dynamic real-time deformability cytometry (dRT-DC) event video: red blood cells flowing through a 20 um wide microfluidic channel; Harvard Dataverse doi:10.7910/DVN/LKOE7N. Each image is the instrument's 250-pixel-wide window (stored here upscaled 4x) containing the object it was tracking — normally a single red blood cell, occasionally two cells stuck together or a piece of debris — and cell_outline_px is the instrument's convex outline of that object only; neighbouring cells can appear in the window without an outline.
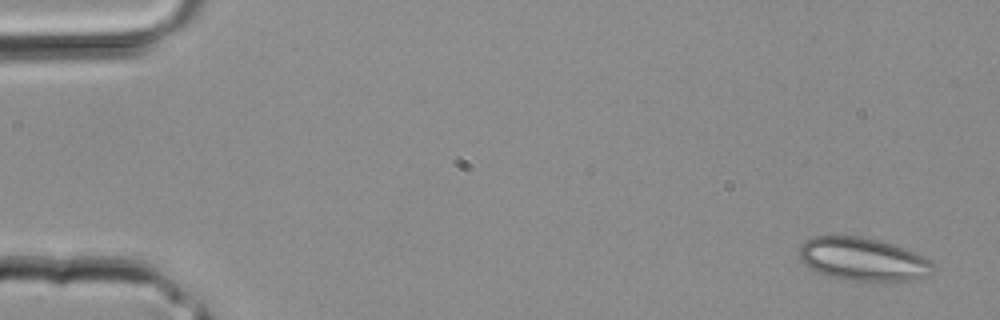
{"species": "common noctule bat (a hibernating species)", "species_latin": "Nyctalus noctula", "temperature_condition": "room temperature", "stored_images_in_passage": 3, "camera_frame_rate_fps": 3000, "um_per_image_px": 0.085, "animal": {"sex": "male", "body_mass_g": 20.4}, "frame": {"image": 1, "passage_image": 1, "time_ms": 0.0, "image_size_px": [1000, 320], "cell_outline_px": [[932, 272], [928, 276], [916, 280], [848, 280], [832, 276], [808, 268], [800, 260], [800, 244], [804, 240], [812, 236], [860, 236], [892, 244], [916, 252], [928, 260], [932, 264]], "centroid_in_image_um": [73.32, 22.02], "position_along_channel_um": 11.7, "area_um2": 33.29}}